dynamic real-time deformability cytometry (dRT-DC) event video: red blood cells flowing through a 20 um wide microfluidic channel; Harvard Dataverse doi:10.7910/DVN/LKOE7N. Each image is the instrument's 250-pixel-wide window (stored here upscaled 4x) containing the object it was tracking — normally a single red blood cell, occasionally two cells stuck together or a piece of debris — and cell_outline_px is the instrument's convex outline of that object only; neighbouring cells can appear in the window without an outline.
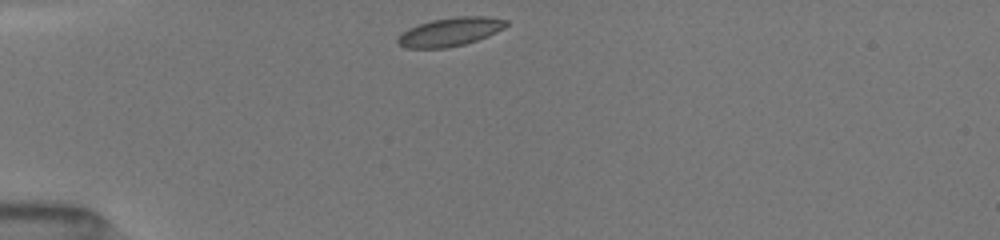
{"species": "common noctule bat (a hibernating species)", "species_latin": "Nyctalus noctula", "temperature_condition": "room temperature", "stored_images_in_passage": 31, "camera_frame_rate_fps": 3000, "um_per_image_px": 0.085, "animal": {"sex": "female", "body_mass_g": 19.5, "forearm_length_mm": 54.1}, "frame": {"image": 1, "passage_image": 1, "time_ms": 0.0, "image_size_px": [1000, 240], "cell_outline_px": [[508, 24], [504, 28], [488, 36], [464, 44], [448, 48], [404, 48], [396, 44], [396, 36], [408, 28], [432, 20], [460, 16], [484, 16], [508, 20]], "centroid_in_image_um": [38.22, 2.72], "position_along_channel_um": 46.8, "area_um2": 18.15}}
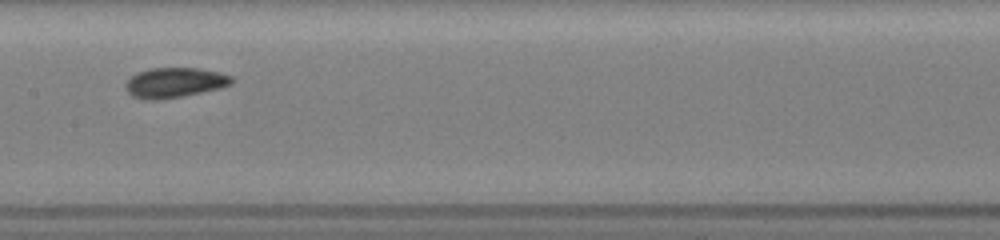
{"frame": {"image": 2, "passage_image": 13, "time_ms": 4.333, "image_size_px": [1000, 240], "cell_outline_px": [[236, 80], [232, 84], [220, 88], [180, 96], [156, 100], [148, 100], [132, 96], [124, 88], [124, 84], [136, 72], [152, 68], [196, 68], [220, 72], [232, 76]], "centroid_in_image_um": [14.85, 7.01], "position_along_channel_um": 192.6, "area_um2": 18.55}}
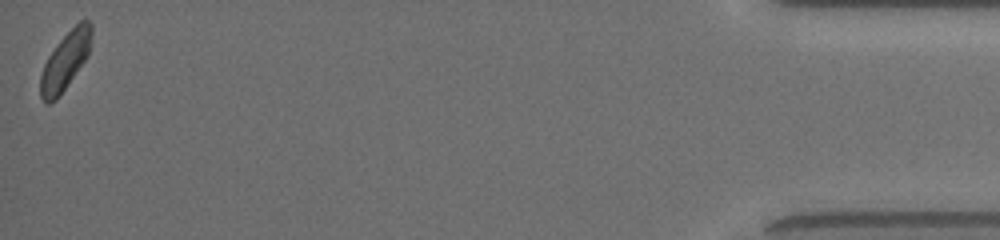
{"frame": {"image": 3, "passage_image": 31, "time_ms": 12.333, "image_size_px": [1000, 240], "cell_outline_px": [[92, 36], [88, 56], [56, 100], [48, 104], [44, 104], [40, 96], [40, 76], [44, 64], [48, 56], [60, 40], [80, 20], [88, 20], [92, 24]], "centroid_in_image_um": [5.54, 5.19], "position_along_channel_um": 429.7, "area_um2": 17.11}, "authors_computed_cell_mechanics": {"area_um2": 17.7446, "velocity_mm_per_s": 4.0277, "shape_relaxation_time_tau1_ms": 4.5489, "shape_relaxation_time_tau2_ms": 2.2038, "deformation_change_tau1": 0.0871, "deformation_change_tau2": 0.0444}}